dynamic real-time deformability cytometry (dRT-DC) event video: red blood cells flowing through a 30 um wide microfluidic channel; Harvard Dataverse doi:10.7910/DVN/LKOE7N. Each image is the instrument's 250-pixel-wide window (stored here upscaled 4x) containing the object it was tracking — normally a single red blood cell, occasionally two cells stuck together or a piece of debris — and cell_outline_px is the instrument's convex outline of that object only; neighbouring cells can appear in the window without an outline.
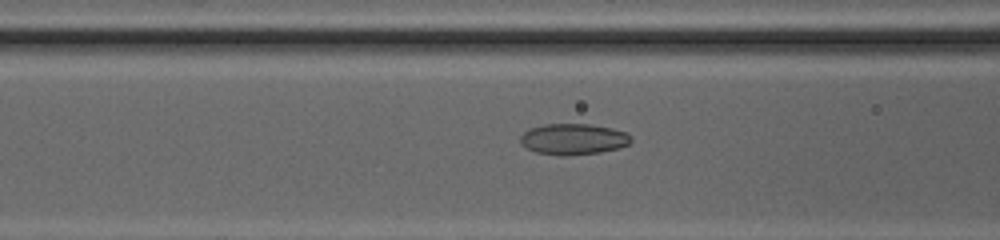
{"species": "common noctule bat (a hibernating species)", "species_latin": "Nyctalus noctula", "temperature_condition": "cold", "stored_images_in_passage": 51, "camera_frame_rate_fps": 3000, "um_per_image_px": 0.085, "animal": {"sex": "female", "body_mass_g": 20.0, "forearm_length_mm": 54.0}, "frame": {"image": 1, "passage_image": 23, "time_ms": 7.333, "image_size_px": [1000, 240], "cell_outline_px": [[632, 140], [628, 144], [620, 148], [600, 152], [568, 156], [560, 156], [536, 152], [524, 148], [520, 144], [520, 136], [528, 128], [544, 124], [588, 124], [612, 128], [628, 132], [632, 136]], "centroid_in_image_um": [48.72, 11.83], "position_along_channel_um": 117.9, "area_um2": 20.4}}
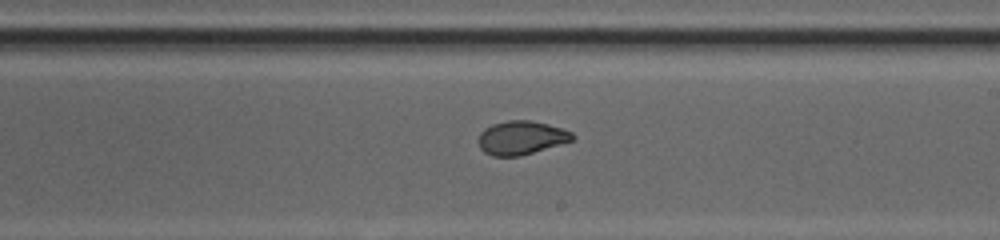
{"frame": {"image": 2, "passage_image": 32, "time_ms": 10.333, "image_size_px": [1000, 240], "cell_outline_px": [[576, 136], [572, 140], [520, 156], [492, 156], [484, 152], [480, 148], [476, 140], [480, 132], [484, 128], [492, 124], [508, 120], [528, 120], [548, 124], [572, 132]], "centroid_in_image_um": [44.24, 11.7], "position_along_channel_um": 244.8, "area_um2": 18.44}}
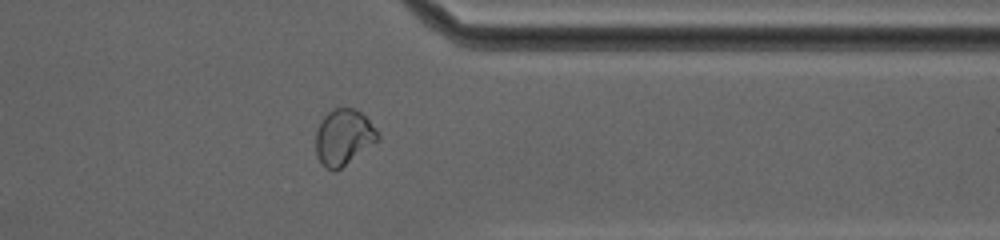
{"frame": {"image": 3, "passage_image": 42, "time_ms": 13.667, "image_size_px": [1000, 240], "cell_outline_px": [[380, 140], [336, 172], [332, 172], [324, 168], [316, 156], [316, 132], [324, 116], [328, 112], [336, 108], [352, 108], [360, 112], [380, 132]], "centroid_in_image_um": [29.22, 11.71], "position_along_channel_um": 382.2, "area_um2": 20.46}, "authors_computed_cell_mechanics": {"area_um2": 20.4612, "velocity_mm_per_s": 4.2256, "shape_relaxation_time_tau1_ms": null, "shape_relaxation_time_tau2_ms": 0.8899, "deformation_change_tau1": null, "deformation_change_tau2": 0.0481}}